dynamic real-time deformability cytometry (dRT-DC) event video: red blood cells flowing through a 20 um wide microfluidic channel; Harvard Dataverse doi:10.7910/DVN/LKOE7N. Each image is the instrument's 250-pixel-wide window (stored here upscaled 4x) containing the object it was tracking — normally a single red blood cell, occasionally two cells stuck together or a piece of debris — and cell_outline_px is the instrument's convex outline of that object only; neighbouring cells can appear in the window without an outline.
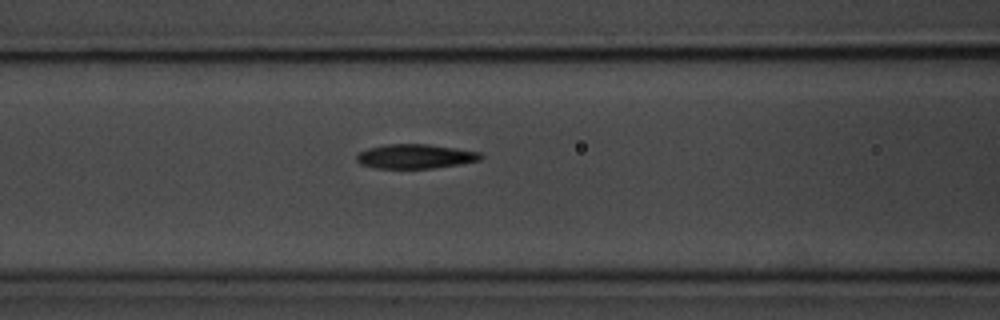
{"species": "common noctule bat (a hibernating species)", "species_latin": "Nyctalus noctula", "temperature_condition": "room temperature", "stored_images_in_passage": 19, "camera_frame_rate_fps": 3000, "um_per_image_px": 0.085, "animal": {"sex": "male", "body_mass_g": 20.1, "forearm_length_mm": 53.5}, "frame": {"image": 1, "passage_image": 14, "time_ms": 4.333, "image_size_px": [1000, 320], "cell_outline_px": [[484, 156], [480, 160], [460, 164], [432, 168], [376, 168], [360, 164], [356, 160], [356, 156], [360, 152], [368, 148], [384, 144], [428, 144], [456, 148], [480, 152]], "centroid_in_image_um": [35.3, 13.28], "position_along_channel_um": 131.3, "area_um2": 17.63}}